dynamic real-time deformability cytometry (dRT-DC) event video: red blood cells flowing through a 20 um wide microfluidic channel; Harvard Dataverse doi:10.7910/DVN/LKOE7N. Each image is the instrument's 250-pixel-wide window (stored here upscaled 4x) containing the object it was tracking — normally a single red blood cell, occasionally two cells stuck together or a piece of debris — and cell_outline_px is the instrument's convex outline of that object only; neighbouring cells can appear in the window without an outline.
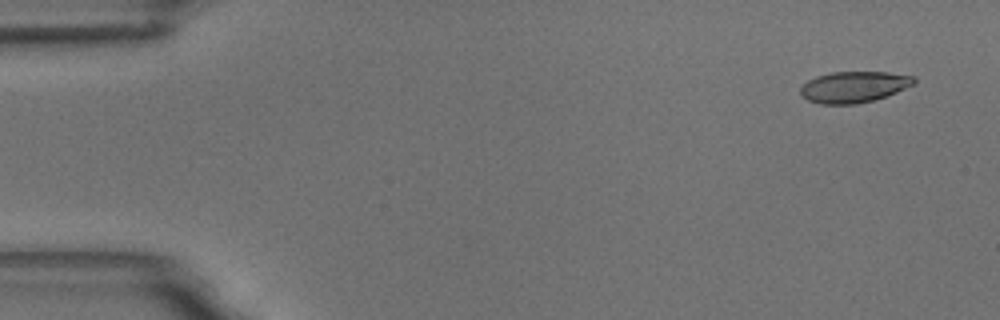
{"species": "common noctule bat (a hibernating species)", "species_latin": "Nyctalus noctula", "temperature_condition": "room temperature", "stored_images_in_passage": 5, "camera_frame_rate_fps": 3000, "um_per_image_px": 0.085, "animal": {"sex": "male", "body_mass_g": 18.8}, "frame": {"image": 1, "passage_image": 1, "time_ms": 0.0, "image_size_px": [1000, 320], "cell_outline_px": [[916, 80], [912, 84], [896, 92], [872, 100], [856, 104], [820, 104], [808, 100], [800, 92], [800, 88], [808, 80], [816, 76], [832, 72], [888, 72], [916, 76]], "centroid_in_image_um": [72.57, 7.38], "position_along_channel_um": 12.4, "area_um2": 20.4}}
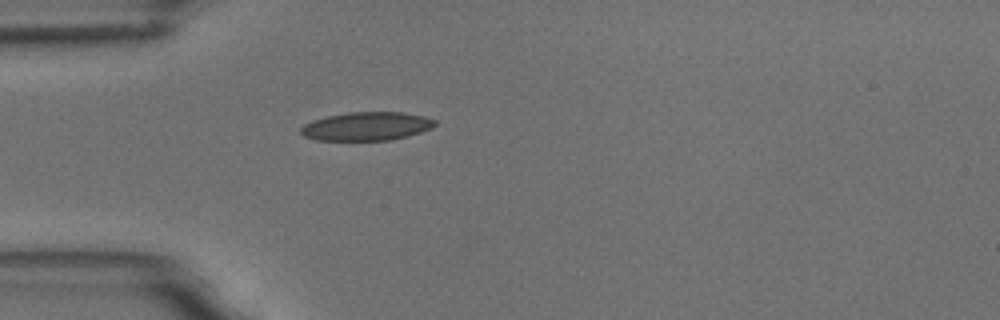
{"frame": {"image": 2, "passage_image": 5, "time_ms": 4.333, "image_size_px": [1000, 320], "cell_outline_px": [[436, 124], [432, 128], [408, 136], [392, 140], [316, 140], [304, 136], [300, 132], [300, 128], [304, 124], [312, 120], [328, 116], [348, 112], [400, 112], [424, 116], [436, 120]], "centroid_in_image_um": [31.16, 10.73], "position_along_channel_um": 53.8, "area_um2": 22.31}}